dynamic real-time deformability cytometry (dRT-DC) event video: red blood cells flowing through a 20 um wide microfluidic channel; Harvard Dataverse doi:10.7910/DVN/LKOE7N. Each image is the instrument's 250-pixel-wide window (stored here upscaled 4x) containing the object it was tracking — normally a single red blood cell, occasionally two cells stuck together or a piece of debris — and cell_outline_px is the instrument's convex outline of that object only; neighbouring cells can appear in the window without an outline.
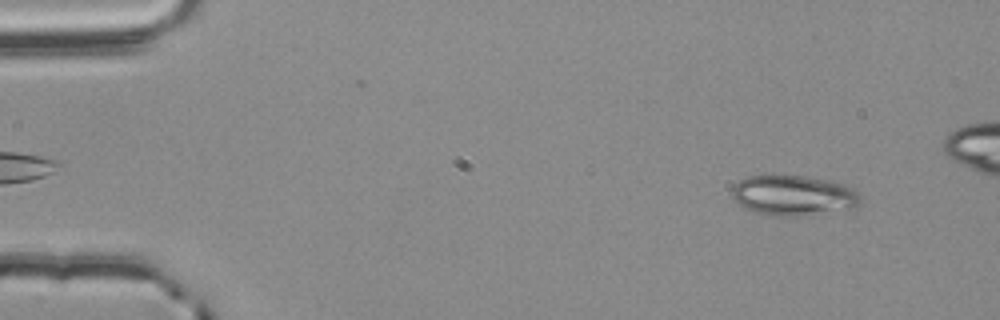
{"species": "common noctule bat (a hibernating species)", "species_latin": "Nyctalus noctula", "temperature_condition": "room temperature", "stored_images_in_passage": 56, "camera_frame_rate_fps": 3000, "um_per_image_px": 0.085, "animal": {"sex": "male", "body_mass_g": 20.4}, "frame": {"image": 1, "passage_image": 5, "time_ms": 1.333, "image_size_px": [1000, 320], "cell_outline_px": [[860, 204], [848, 208], [792, 216], [768, 216], [744, 208], [732, 196], [732, 188], [740, 180], [748, 176], [808, 176], [844, 184], [852, 188], [860, 196]], "centroid_in_image_um": [67.4, 16.6], "position_along_channel_um": 17.6, "area_um2": 29.48}}
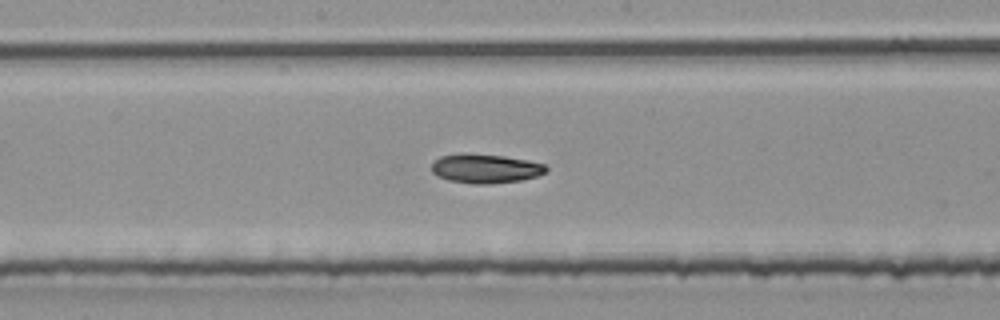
{"frame": {"image": 2, "passage_image": 29, "time_ms": 9.333, "image_size_px": [1000, 320], "cell_outline_px": [[548, 172], [536, 176], [520, 180], [488, 184], [472, 184], [448, 180], [436, 176], [432, 172], [432, 164], [440, 156], [460, 152], [504, 156], [528, 160], [544, 164], [548, 168]], "centroid_in_image_um": [41.24, 14.32], "position_along_channel_um": 207.0, "area_um2": 19.65}}
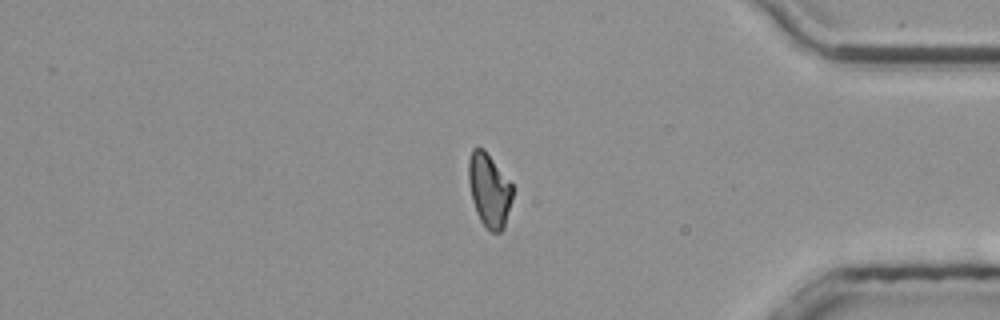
{"frame": {"image": 3, "passage_image": 46, "time_ms": 15.0, "image_size_px": [1000, 320], "cell_outline_px": [[512, 200], [504, 228], [500, 232], [492, 232], [480, 220], [476, 212], [472, 200], [468, 180], [468, 160], [472, 148], [484, 148], [512, 184]], "centroid_in_image_um": [41.57, 16.15], "position_along_channel_um": 393.6, "area_um2": 18.84}, "authors_computed_cell_mechanics": {"area_um2": 19.4497, "velocity_mm_per_s": 3.7906, "shape_relaxation_time_tau1_ms": 5.8887, "shape_relaxation_time_tau2_ms": null, "deformation_change_tau1": 0.178, "deformation_change_tau2": null}}